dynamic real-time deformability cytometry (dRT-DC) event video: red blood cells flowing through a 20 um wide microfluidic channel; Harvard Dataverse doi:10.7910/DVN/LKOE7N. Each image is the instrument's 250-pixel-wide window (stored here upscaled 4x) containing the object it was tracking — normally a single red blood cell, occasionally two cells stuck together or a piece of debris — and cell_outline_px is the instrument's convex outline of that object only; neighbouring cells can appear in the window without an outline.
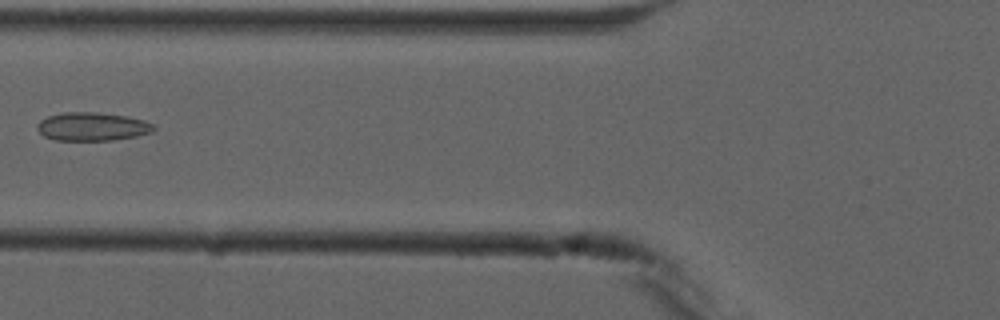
{"species": "common noctule bat (a hibernating species)", "species_latin": "Nyctalus noctula", "temperature_condition": "cold", "stored_images_in_passage": 6, "camera_frame_rate_fps": 3000, "um_per_image_px": 0.085, "animal": {"sex": "male", "forearm_length_mm": 52.5}, "frame": {"image": 1, "passage_image": 5, "time_ms": 6.0, "image_size_px": [1000, 320], "cell_outline_px": [[156, 128], [152, 132], [136, 136], [112, 140], [56, 140], [44, 136], [36, 128], [36, 124], [40, 120], [48, 116], [64, 112], [96, 112], [128, 116], [144, 120], [152, 124]], "centroid_in_image_um": [7.83, 10.75], "position_along_channel_um": 118.0, "area_um2": 19.31}}
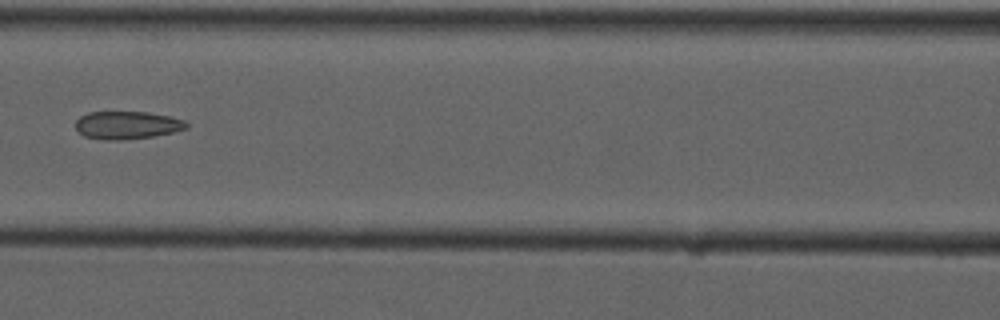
{"frame": {"image": 2, "passage_image": 6, "time_ms": 7.0, "image_size_px": [1000, 320], "cell_outline_px": [[188, 128], [172, 132], [152, 136], [124, 140], [104, 140], [84, 136], [76, 128], [76, 120], [80, 116], [88, 112], [148, 112], [172, 116], [184, 120], [188, 124]], "centroid_in_image_um": [10.81, 10.63], "position_along_channel_um": 155.8, "area_um2": 18.03}}